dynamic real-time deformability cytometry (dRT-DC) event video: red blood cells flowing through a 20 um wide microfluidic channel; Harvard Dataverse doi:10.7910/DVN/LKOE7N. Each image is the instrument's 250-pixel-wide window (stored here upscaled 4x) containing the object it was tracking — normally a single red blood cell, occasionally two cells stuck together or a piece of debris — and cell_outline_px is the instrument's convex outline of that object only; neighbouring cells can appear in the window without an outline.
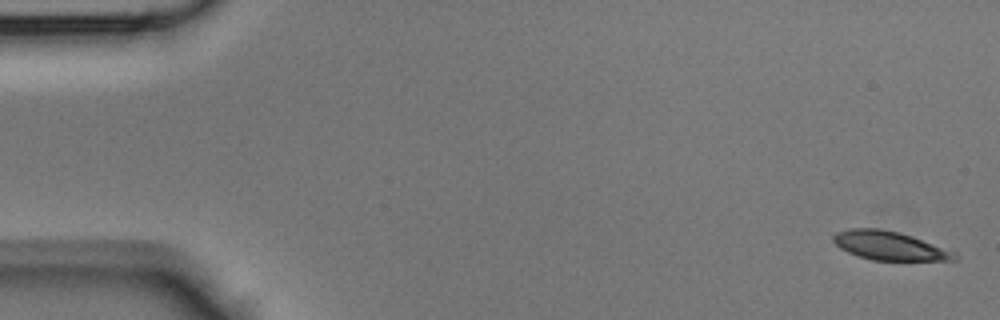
{"species": "Egyptian fruit bat (a non-hibernating species)", "species_latin": "Rousettus aegyptiacus", "temperature_condition": "room temperature", "stored_images_in_passage": 9, "camera_frame_rate_fps": 3000, "um_per_image_px": 0.085, "animal": {"sex": "male"}, "frame": {"image": 1, "passage_image": 1, "time_ms": 0.0, "image_size_px": [1000, 320], "cell_outline_px": [[960, 256], [956, 260], [872, 260], [848, 252], [840, 248], [832, 240], [832, 236], [836, 232], [848, 228], [880, 228], [900, 232], [912, 236], [956, 252]], "centroid_in_image_um": [75.61, 20.87], "position_along_channel_um": 9.4, "area_um2": 20.35}}